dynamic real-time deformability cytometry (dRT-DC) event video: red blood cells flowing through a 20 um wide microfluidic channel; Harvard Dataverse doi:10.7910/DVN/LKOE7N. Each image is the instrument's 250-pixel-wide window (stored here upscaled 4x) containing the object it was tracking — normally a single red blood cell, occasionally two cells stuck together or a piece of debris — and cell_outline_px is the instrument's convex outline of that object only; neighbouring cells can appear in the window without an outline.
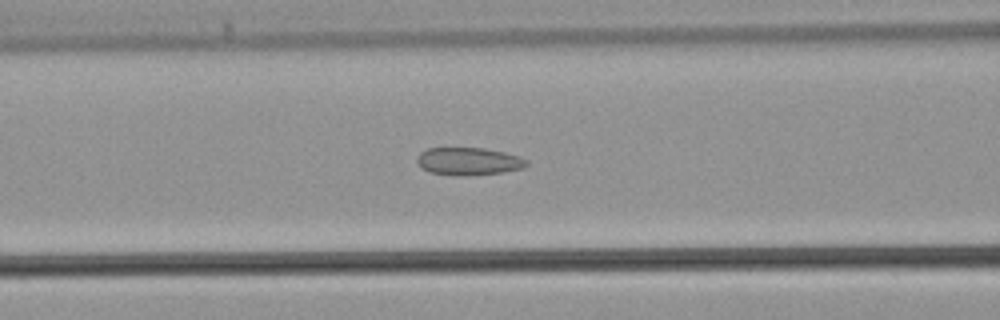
{"species": "common noctule bat (a hibernating species)", "species_latin": "Nyctalus noctula", "temperature_condition": "warm", "stored_images_in_passage": 34, "camera_frame_rate_fps": 3000, "um_per_image_px": 0.085, "animal": {"sex": "male", "body_mass_g": 21.5, "forearm_length_mm": 52.0}, "frame": {"image": 1, "passage_image": 16, "time_ms": 5.0, "image_size_px": [1000, 320], "cell_outline_px": [[528, 164], [524, 168], [500, 172], [464, 176], [432, 172], [420, 168], [416, 160], [416, 156], [420, 152], [428, 148], [484, 148], [504, 152], [520, 156], [528, 160]], "centroid_in_image_um": [39.83, 13.7], "position_along_channel_um": 126.8, "area_um2": 17.63}}
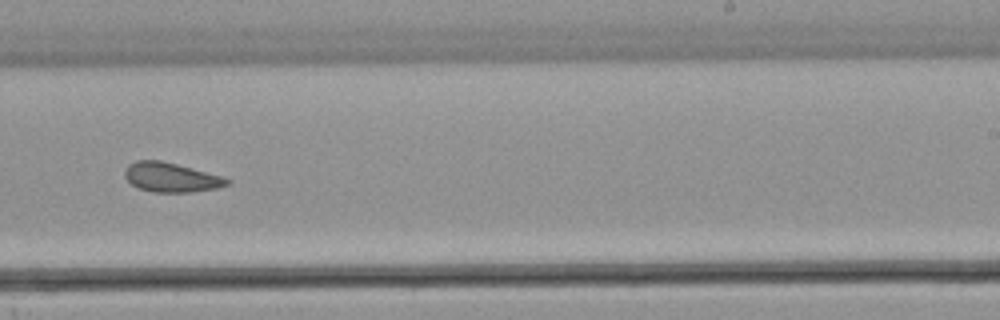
{"frame": {"image": 2, "passage_image": 25, "time_ms": 8.0, "image_size_px": [1000, 320], "cell_outline_px": [[232, 184], [216, 188], [192, 192], [152, 192], [140, 188], [132, 184], [124, 176], [124, 168], [128, 164], [136, 160], [160, 160], [192, 168], [220, 176], [232, 180]], "centroid_in_image_um": [14.53, 15.07], "position_along_channel_um": 274.5, "area_um2": 17.51}}
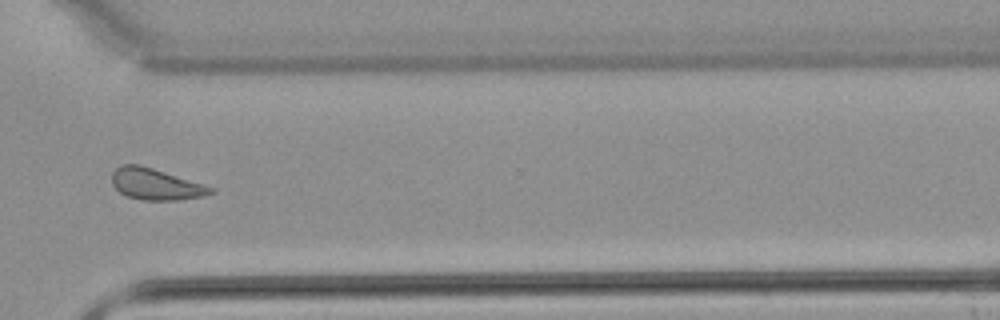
{"frame": {"image": 3, "passage_image": 30, "time_ms": 9.667, "image_size_px": [1000, 320], "cell_outline_px": [[212, 192], [204, 196], [180, 200], [140, 200], [128, 196], [120, 192], [112, 184], [112, 172], [120, 164], [140, 164], [212, 188]], "centroid_in_image_um": [13.15, 15.66], "position_along_channel_um": 357.4, "area_um2": 17.63}}